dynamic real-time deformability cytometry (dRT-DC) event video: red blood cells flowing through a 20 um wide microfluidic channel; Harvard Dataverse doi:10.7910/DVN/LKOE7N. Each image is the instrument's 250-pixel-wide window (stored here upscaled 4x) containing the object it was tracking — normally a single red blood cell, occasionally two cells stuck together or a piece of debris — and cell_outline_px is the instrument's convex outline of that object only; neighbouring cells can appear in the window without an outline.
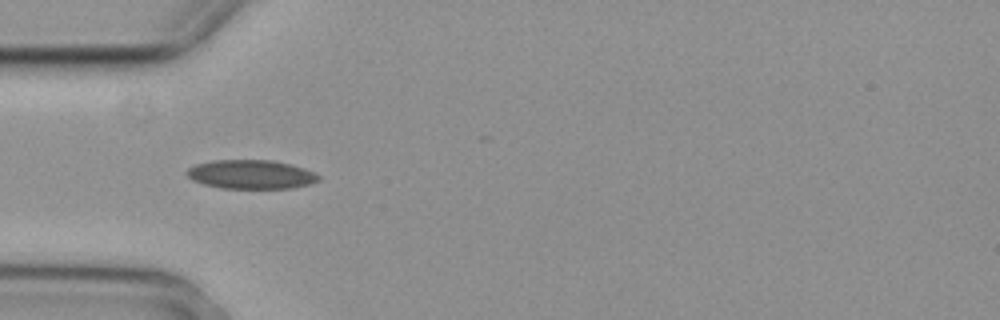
{"species": "common noctule bat (a hibernating species)", "species_latin": "Nyctalus noctula", "temperature_condition": "cold", "stored_images_in_passage": 5, "camera_frame_rate_fps": 3000, "um_per_image_px": 0.085, "animal": {"sex": "female", "body_mass_g": 29.2, "forearm_length_mm": 56.3}, "frame": {"image": 1, "passage_image": 4, "time_ms": 1.0, "image_size_px": [1000, 320], "cell_outline_px": [[320, 180], [308, 184], [292, 188], [220, 188], [204, 184], [192, 180], [184, 172], [188, 168], [196, 164], [212, 160], [272, 160], [292, 164], [304, 168], [320, 176]], "centroid_in_image_um": [21.31, 14.82], "position_along_channel_um": 63.7, "area_um2": 22.25}}
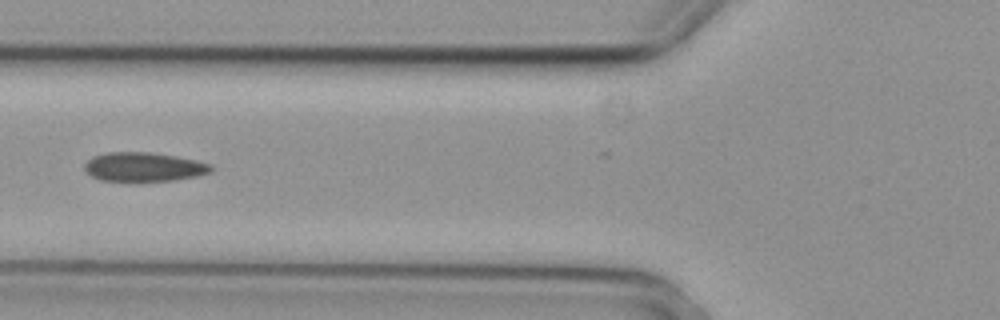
{"frame": {"image": 2, "passage_image": 5, "time_ms": 1.333, "image_size_px": [1000, 320], "cell_outline_px": [[212, 172], [196, 176], [172, 180], [140, 184], [136, 184], [100, 180], [92, 176], [84, 168], [84, 164], [92, 156], [108, 152], [148, 152], [176, 156], [196, 160], [212, 164]], "centroid_in_image_um": [12.2, 14.23], "position_along_channel_um": 113.6, "area_um2": 22.25}}